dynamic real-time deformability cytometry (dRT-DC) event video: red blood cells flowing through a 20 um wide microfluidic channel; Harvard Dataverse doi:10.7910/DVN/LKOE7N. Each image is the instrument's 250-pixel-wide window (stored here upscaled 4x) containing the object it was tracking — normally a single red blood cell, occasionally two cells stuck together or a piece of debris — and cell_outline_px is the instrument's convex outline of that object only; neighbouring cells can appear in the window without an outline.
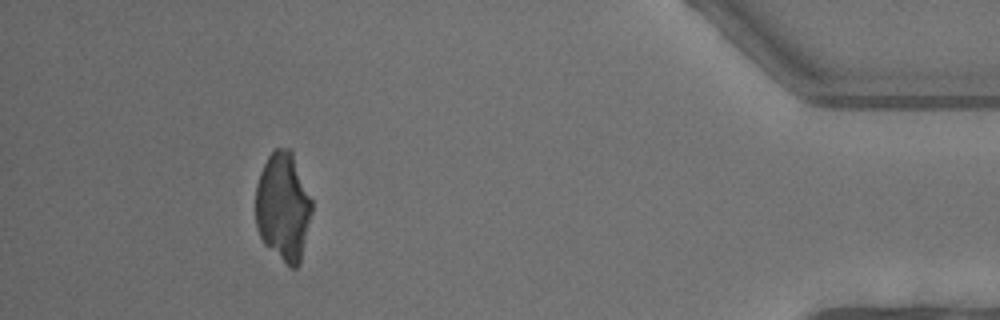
{"species": "common noctule bat (a hibernating species)", "species_latin": "Nyctalus noctula", "temperature_condition": "warm", "stored_images_in_passage": 33, "camera_frame_rate_fps": 3000, "um_per_image_px": 0.085, "animal": {"sex": "male", "body_mass_g": 13.3}, "frame": {"image": 1, "passage_image": 29, "time_ms": 9.333, "image_size_px": [1000, 320], "cell_outline_px": [[312, 212], [300, 264], [296, 268], [292, 268], [264, 244], [256, 228], [256, 184], [260, 172], [268, 156], [276, 148], [288, 148], [292, 152], [312, 200]], "centroid_in_image_um": [24.06, 17.58], "position_along_channel_um": 411.1, "area_um2": 35.49}}